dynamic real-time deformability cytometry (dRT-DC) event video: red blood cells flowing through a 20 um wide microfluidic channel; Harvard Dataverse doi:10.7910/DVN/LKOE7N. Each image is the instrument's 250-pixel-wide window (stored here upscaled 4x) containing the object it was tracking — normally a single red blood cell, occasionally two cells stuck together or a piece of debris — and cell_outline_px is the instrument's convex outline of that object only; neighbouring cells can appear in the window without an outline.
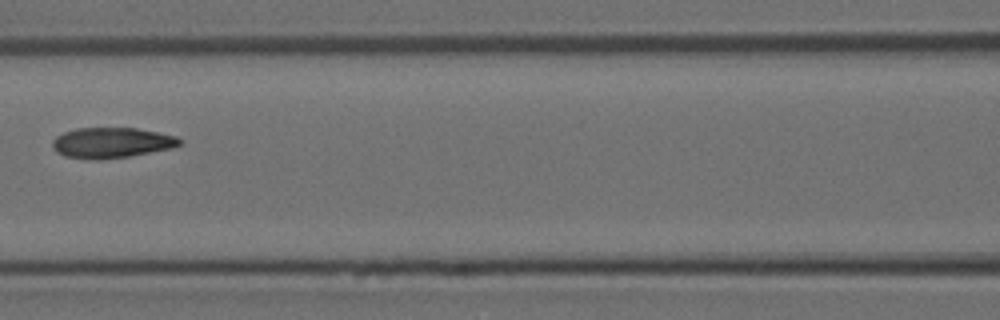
{"species": "Egyptian fruit bat (a non-hibernating species)", "species_latin": "Rousettus aegyptiacus", "temperature_condition": "room temperature", "stored_images_in_passage": 7, "camera_frame_rate_fps": 3000, "um_per_image_px": 0.085, "animal": {"sex": "female"}, "frame": {"image": 1, "passage_image": 6, "time_ms": 1.667, "image_size_px": [1000, 320], "cell_outline_px": [[180, 144], [172, 148], [128, 156], [100, 160], [88, 160], [64, 156], [56, 152], [52, 148], [52, 140], [56, 136], [64, 132], [76, 128], [136, 128], [176, 136], [180, 140]], "centroid_in_image_um": [9.41, 12.14], "position_along_channel_um": 157.2, "area_um2": 22.6}}
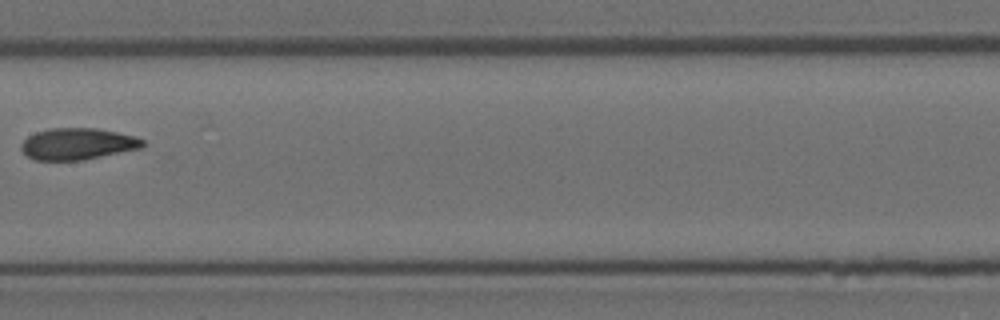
{"frame": {"image": 2, "passage_image": 7, "time_ms": 2.0, "image_size_px": [1000, 320], "cell_outline_px": [[144, 148], [84, 160], [36, 160], [28, 156], [20, 148], [20, 144], [28, 136], [36, 132], [52, 128], [96, 128], [136, 136], [144, 140]], "centroid_in_image_um": [6.63, 12.23], "position_along_channel_um": 200.8, "area_um2": 22.48}}